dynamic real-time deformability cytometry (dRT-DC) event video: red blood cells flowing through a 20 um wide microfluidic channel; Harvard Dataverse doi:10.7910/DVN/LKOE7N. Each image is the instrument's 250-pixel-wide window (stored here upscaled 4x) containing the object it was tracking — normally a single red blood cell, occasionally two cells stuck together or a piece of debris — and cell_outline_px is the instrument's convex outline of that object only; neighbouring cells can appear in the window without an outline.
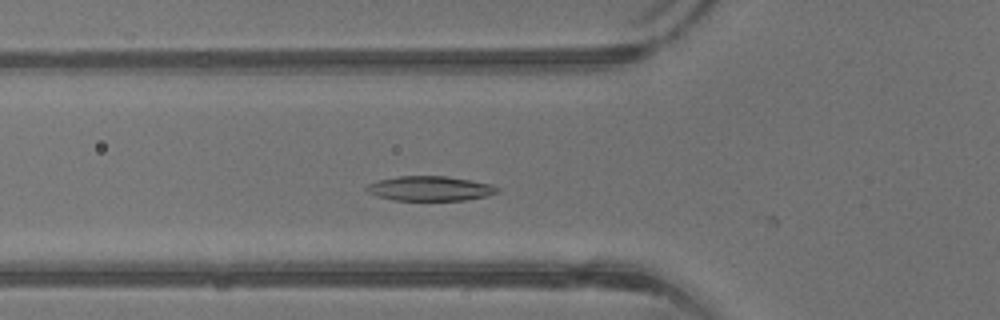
{"species": "common noctule bat (a hibernating species)", "species_latin": "Nyctalus noctula", "temperature_condition": "warm", "stored_images_in_passage": 12, "camera_frame_rate_fps": 3000, "um_per_image_px": 0.085, "animal": {"sex": "male", "body_mass_g": 13.3}, "frame": {"image": 1, "passage_image": 11, "time_ms": 3.333, "image_size_px": [1000, 320], "cell_outline_px": [[500, 188], [496, 192], [488, 196], [464, 200], [392, 200], [376, 196], [368, 192], [364, 188], [368, 184], [376, 180], [396, 176], [444, 176], [492, 184]], "centroid_in_image_um": [36.5, 16.02], "position_along_channel_um": 89.3, "area_um2": 18.84}}